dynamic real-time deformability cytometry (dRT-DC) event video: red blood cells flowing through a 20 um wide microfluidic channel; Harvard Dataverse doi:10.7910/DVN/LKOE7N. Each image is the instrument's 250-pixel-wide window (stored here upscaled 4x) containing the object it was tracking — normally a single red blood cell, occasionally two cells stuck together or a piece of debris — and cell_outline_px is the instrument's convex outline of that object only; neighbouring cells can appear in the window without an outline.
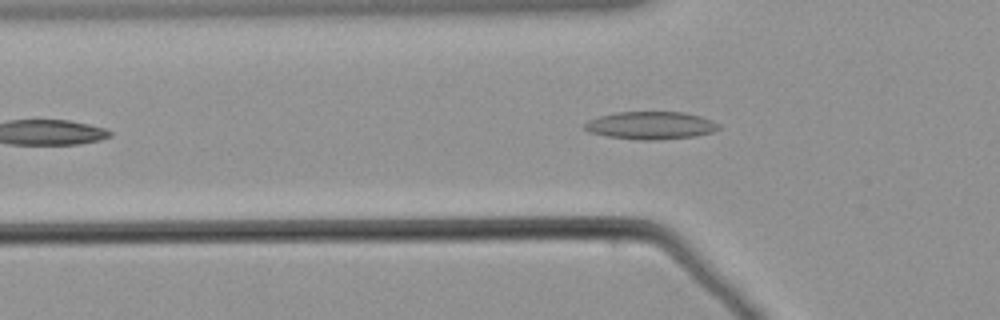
{"species": "common noctule bat (a hibernating species)", "species_latin": "Nyctalus noctula", "temperature_condition": "warm", "stored_images_in_passage": 45, "camera_frame_rate_fps": 3000, "um_per_image_px": 0.085, "animal": {"sex": "male", "body_mass_g": 21.5, "forearm_length_mm": 52.0}, "frame": {"image": 1, "passage_image": 10, "time_ms": 3.0, "image_size_px": [1000, 320], "cell_outline_px": [[720, 128], [712, 132], [696, 136], [660, 140], [640, 140], [604, 136], [588, 132], [584, 128], [584, 124], [588, 120], [600, 116], [616, 112], [684, 112], [700, 116], [712, 120], [720, 124]], "centroid_in_image_um": [55.31, 10.67], "position_along_channel_um": 70.5, "area_um2": 21.85}}
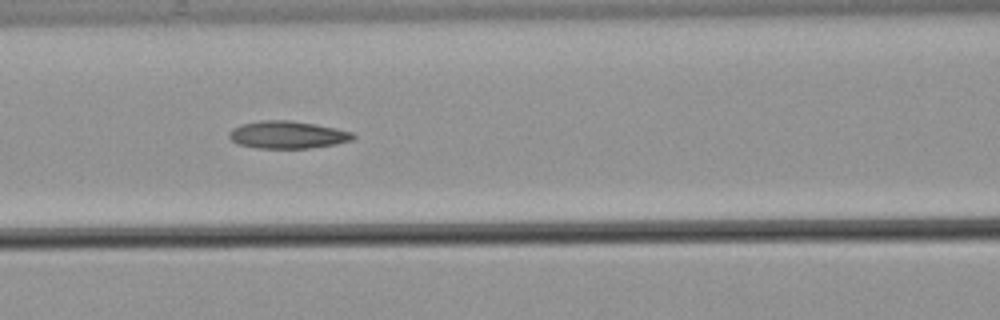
{"frame": {"image": 2, "passage_image": 16, "time_ms": 5.0, "image_size_px": [1000, 320], "cell_outline_px": [[356, 136], [352, 140], [336, 144], [308, 148], [256, 148], [240, 144], [232, 140], [228, 136], [228, 132], [232, 128], [244, 124], [264, 120], [288, 120], [316, 124], [352, 132]], "centroid_in_image_um": [24.44, 11.46], "position_along_channel_um": 142.2, "area_um2": 19.65}}
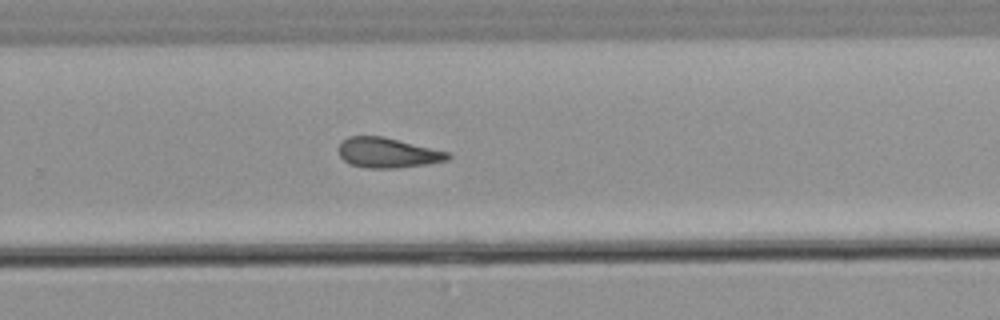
{"frame": {"image": 3, "passage_image": 29, "time_ms": 9.333, "image_size_px": [1000, 320], "cell_outline_px": [[452, 156], [448, 160], [428, 164], [400, 168], [364, 168], [352, 164], [344, 160], [340, 156], [340, 144], [348, 136], [384, 136], [448, 152]], "centroid_in_image_um": [32.98, 12.99], "position_along_channel_um": 296.8, "area_um2": 19.07}}